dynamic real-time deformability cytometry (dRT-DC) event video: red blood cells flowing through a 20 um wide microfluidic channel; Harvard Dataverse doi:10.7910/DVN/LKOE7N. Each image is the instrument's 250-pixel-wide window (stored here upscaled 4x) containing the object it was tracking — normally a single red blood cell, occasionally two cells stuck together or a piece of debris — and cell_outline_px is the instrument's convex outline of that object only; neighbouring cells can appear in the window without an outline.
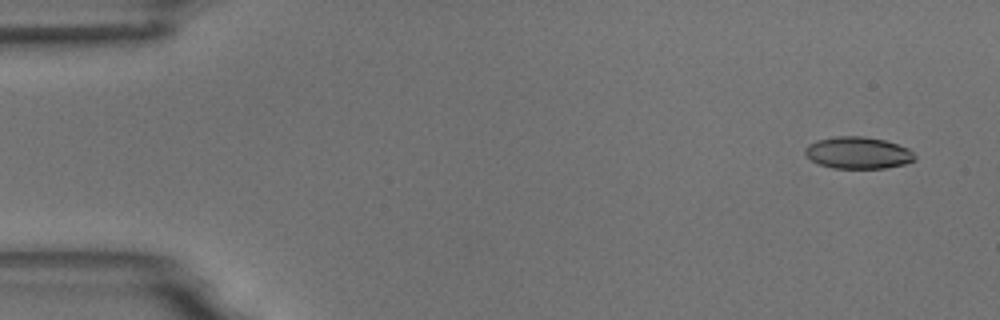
{"species": "common noctule bat (a hibernating species)", "species_latin": "Nyctalus noctula", "temperature_condition": "room temperature", "stored_images_in_passage": 4, "camera_frame_rate_fps": 3000, "um_per_image_px": 0.085, "animal": {"sex": "male", "body_mass_g": 18.8}, "frame": {"image": 1, "passage_image": 1, "time_ms": 0.0, "image_size_px": [1000, 320], "cell_outline_px": [[916, 160], [904, 164], [884, 168], [832, 168], [820, 164], [812, 160], [804, 152], [804, 148], [808, 144], [816, 140], [836, 136], [864, 136], [884, 140], [908, 148], [916, 156]], "centroid_in_image_um": [72.92, 12.98], "position_along_channel_um": 12.1, "area_um2": 20.35}}
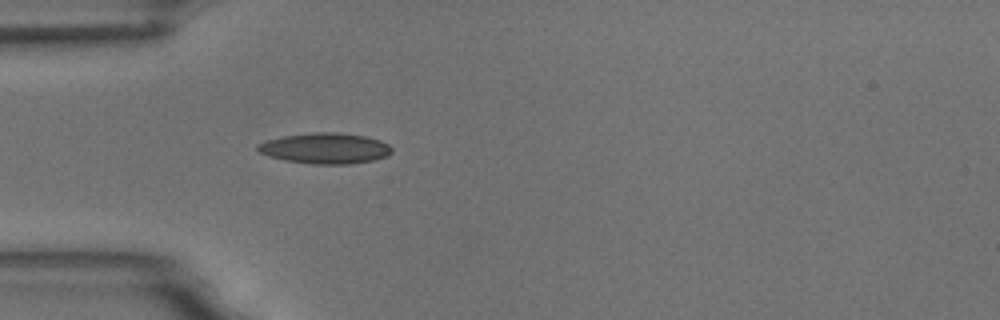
{"frame": {"image": 2, "passage_image": 4, "time_ms": 4.333, "image_size_px": [1000, 320], "cell_outline_px": [[392, 152], [388, 156], [372, 160], [352, 164], [312, 164], [284, 160], [268, 156], [260, 152], [256, 148], [256, 144], [264, 140], [284, 136], [316, 132], [336, 132], [364, 136], [380, 140], [388, 144], [392, 148]], "centroid_in_image_um": [27.63, 12.61], "position_along_channel_um": 57.4, "area_um2": 24.1}}